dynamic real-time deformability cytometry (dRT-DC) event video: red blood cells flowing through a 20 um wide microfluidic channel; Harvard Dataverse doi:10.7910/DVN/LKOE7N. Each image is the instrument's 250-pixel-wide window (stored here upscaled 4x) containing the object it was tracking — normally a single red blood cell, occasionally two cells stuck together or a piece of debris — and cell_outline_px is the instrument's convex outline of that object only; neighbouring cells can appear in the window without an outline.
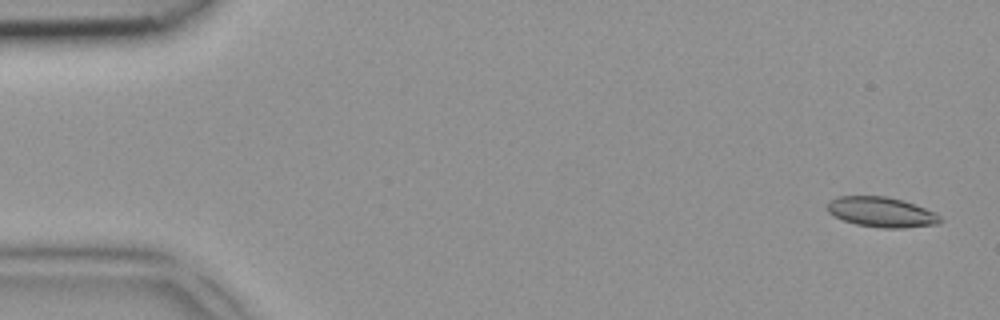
{"species": "common noctule bat (a hibernating species)", "species_latin": "Nyctalus noctula", "temperature_condition": "room temperature", "stored_images_in_passage": 4, "camera_frame_rate_fps": 3000, "um_per_image_px": 0.085, "animal": {"sex": "female", "body_mass_g": 18.4}, "frame": {"image": 1, "passage_image": 1, "time_ms": 0.0, "image_size_px": [1000, 320], "cell_outline_px": [[944, 220], [940, 224], [904, 228], [884, 228], [856, 224], [844, 220], [828, 212], [828, 200], [836, 196], [888, 196], [904, 200], [916, 204], [936, 212]], "centroid_in_image_um": [74.98, 18.02], "position_along_channel_um": 10.0, "area_um2": 20.06}}
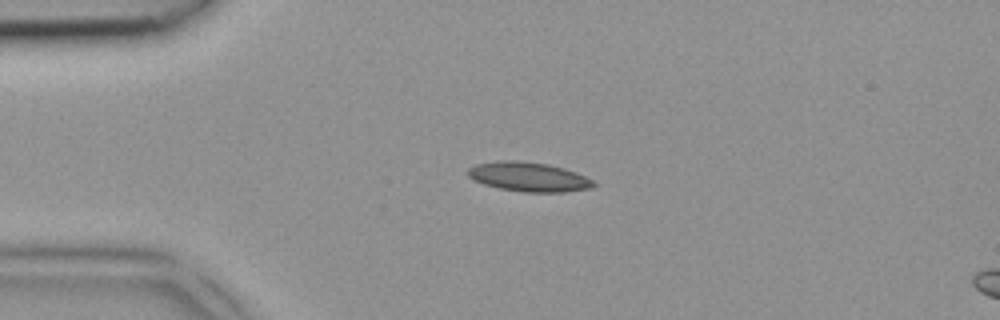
{"frame": {"image": 2, "passage_image": 3, "time_ms": 0.667, "image_size_px": [1000, 320], "cell_outline_px": [[596, 184], [588, 188], [564, 192], [524, 192], [500, 188], [484, 184], [468, 176], [468, 168], [476, 164], [500, 160], [520, 160], [548, 164], [564, 168], [576, 172], [592, 180]], "centroid_in_image_um": [44.92, 15.02], "position_along_channel_um": 40.1, "area_um2": 21.33}}